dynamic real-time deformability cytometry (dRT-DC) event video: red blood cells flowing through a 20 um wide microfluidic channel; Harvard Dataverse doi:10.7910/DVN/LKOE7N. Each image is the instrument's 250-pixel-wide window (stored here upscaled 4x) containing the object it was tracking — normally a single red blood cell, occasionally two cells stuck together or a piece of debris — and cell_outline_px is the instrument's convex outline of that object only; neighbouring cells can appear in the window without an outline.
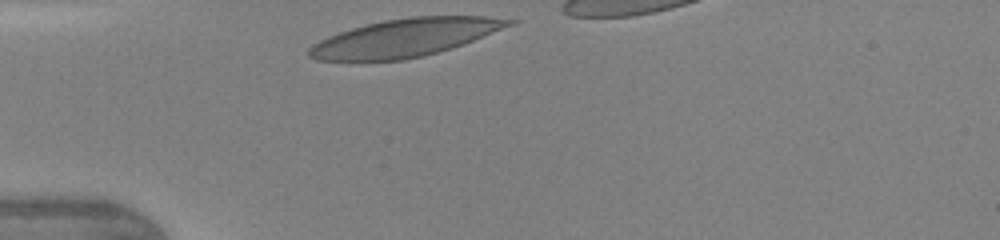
{"species": "human", "species_latin": "Homo sapiens", "temperature_condition": "warm", "stored_images_in_passage": 26, "camera_frame_rate_fps": 3000, "um_per_image_px": 0.085, "donor": {"sex": "female"}, "frame": {"image": 1, "passage_image": 1, "time_ms": 0.0, "image_size_px": [1000, 240], "cell_outline_px": [[520, 20], [512, 24], [452, 48], [404, 60], [316, 60], [308, 56], [308, 48], [320, 40], [328, 36], [352, 28], [384, 20], [412, 16], [484, 16]], "centroid_in_image_um": [34.4, 3.2], "position_along_channel_um": 50.6, "area_um2": 43.35}}
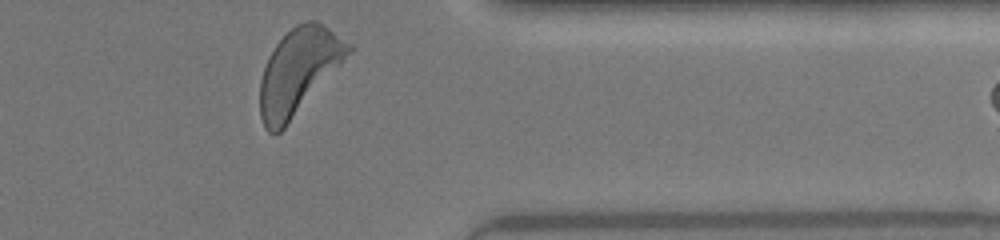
{"frame": {"image": 2, "passage_image": 26, "time_ms": 8.333, "image_size_px": [1000, 240], "cell_outline_px": [[356, 48], [284, 128], [280, 132], [268, 132], [264, 128], [260, 116], [260, 80], [268, 56], [276, 44], [296, 24], [308, 20], [316, 20], [352, 44]], "centroid_in_image_um": [25.39, 6.04], "position_along_channel_um": 386.0, "area_um2": 43.81}, "authors_computed_cell_mechanics": {"area_um2": 43.0321, "velocity_mm_per_s": 4.3246, "shape_relaxation_time_tau1_ms": 2.4704, "shape_relaxation_time_tau2_ms": null, "deformation_change_tau1": 0.1529, "deformation_change_tau2": null}}